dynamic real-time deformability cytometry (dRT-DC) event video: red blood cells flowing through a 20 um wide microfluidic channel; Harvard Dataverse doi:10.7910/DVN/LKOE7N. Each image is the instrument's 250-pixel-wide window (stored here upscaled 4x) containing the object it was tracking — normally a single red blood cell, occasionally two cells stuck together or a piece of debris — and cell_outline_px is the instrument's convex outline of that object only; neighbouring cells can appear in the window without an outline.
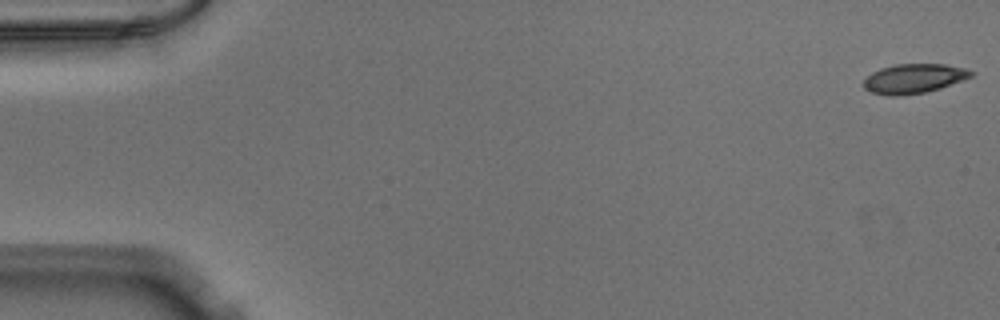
{"species": "Egyptian fruit bat (a non-hibernating species)", "species_latin": "Rousettus aegyptiacus", "temperature_condition": "warm", "stored_images_in_passage": 52, "camera_frame_rate_fps": 3000, "um_per_image_px": 0.085, "animal": {"sex": "male"}, "frame": {"image": 1, "passage_image": 1, "time_ms": 0.0, "image_size_px": [1000, 320], "cell_outline_px": [[976, 72], [972, 76], [940, 88], [924, 92], [896, 96], [888, 96], [872, 92], [864, 88], [864, 80], [872, 72], [880, 68], [896, 64], [944, 64], [964, 68]], "centroid_in_image_um": [77.67, 6.67], "position_along_channel_um": 7.3, "area_um2": 18.26}}
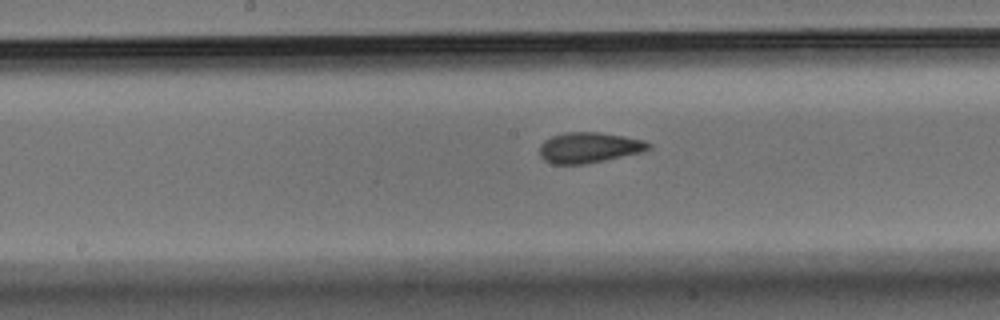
{"frame": {"image": 2, "passage_image": 27, "time_ms": 8.667, "image_size_px": [1000, 320], "cell_outline_px": [[652, 148], [644, 152], [584, 164], [552, 164], [544, 160], [540, 156], [540, 144], [544, 140], [552, 136], [564, 132], [600, 132], [624, 136], [644, 140], [652, 144]], "centroid_in_image_um": [50.09, 12.54], "position_along_channel_um": 198.1, "area_um2": 19.59}}
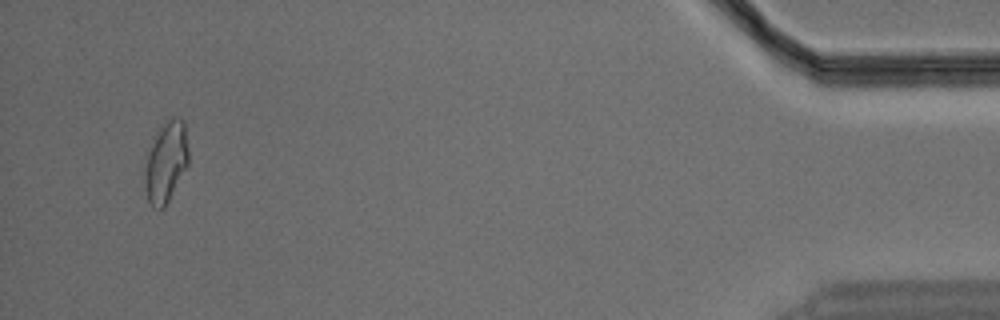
{"frame": {"image": 3, "passage_image": 50, "time_ms": 16.333, "image_size_px": [1000, 320], "cell_outline_px": [[188, 164], [164, 208], [152, 208], [148, 200], [144, 188], [144, 156], [160, 128], [168, 120], [180, 116], [184, 120], [188, 148]], "centroid_in_image_um": [14.08, 13.78], "position_along_channel_um": 421.1, "area_um2": 20.69}}